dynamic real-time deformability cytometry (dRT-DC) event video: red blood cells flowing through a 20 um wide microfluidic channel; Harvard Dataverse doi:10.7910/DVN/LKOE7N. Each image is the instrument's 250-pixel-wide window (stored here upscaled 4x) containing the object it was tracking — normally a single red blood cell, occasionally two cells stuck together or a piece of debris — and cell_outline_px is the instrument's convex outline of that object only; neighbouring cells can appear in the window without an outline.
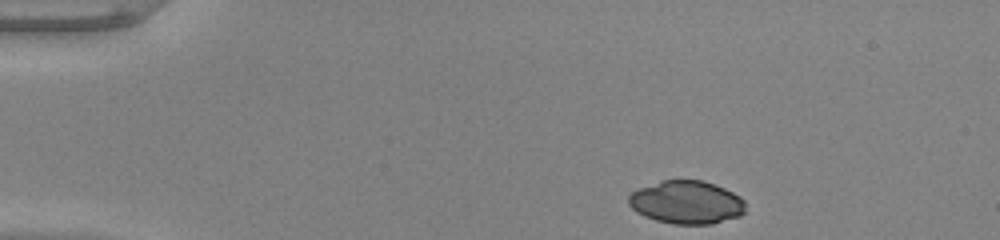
{"species": "common noctule bat (a hibernating species)", "species_latin": "Nyctalus noctula", "temperature_condition": "warm", "stored_images_in_passage": 44, "camera_frame_rate_fps": 3000, "um_per_image_px": 0.085, "animal": {"sex": "male", "body_mass_g": 20.0, "forearm_length_mm": 53.3}, "frame": {"image": 1, "passage_image": 1, "time_ms": 0.0, "image_size_px": [1000, 240], "cell_outline_px": [[744, 212], [740, 216], [712, 224], [672, 224], [656, 220], [644, 216], [636, 212], [628, 204], [628, 196], [636, 188], [660, 180], [704, 180], [724, 188], [740, 196], [744, 200]], "centroid_in_image_um": [58.32, 17.19], "position_along_channel_um": 26.7, "area_um2": 29.65}}